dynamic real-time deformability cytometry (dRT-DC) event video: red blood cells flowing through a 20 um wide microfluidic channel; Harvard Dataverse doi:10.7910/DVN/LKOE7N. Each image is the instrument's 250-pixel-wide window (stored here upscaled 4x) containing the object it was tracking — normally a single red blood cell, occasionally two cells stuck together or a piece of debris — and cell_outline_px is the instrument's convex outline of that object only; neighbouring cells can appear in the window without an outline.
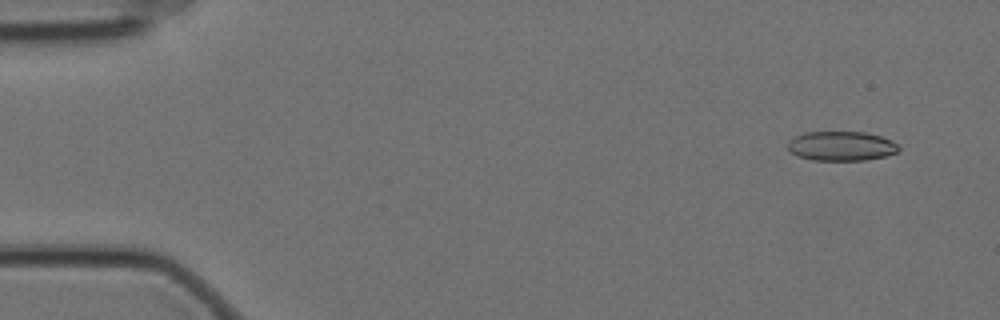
{"species": "Egyptian fruit bat (a non-hibernating species)", "species_latin": "Rousettus aegyptiacus", "temperature_condition": "cold", "stored_images_in_passage": 5, "camera_frame_rate_fps": 3000, "um_per_image_px": 0.085, "animal": {"sex": "female"}, "frame": {"image": 1, "passage_image": 1, "time_ms": 0.0, "image_size_px": [1000, 320], "cell_outline_px": [[900, 148], [896, 152], [884, 156], [864, 160], [812, 160], [800, 156], [792, 152], [788, 148], [788, 140], [804, 132], [864, 132], [880, 136], [892, 140]], "centroid_in_image_um": [71.5, 12.4], "position_along_channel_um": 13.5, "area_um2": 18.84}}
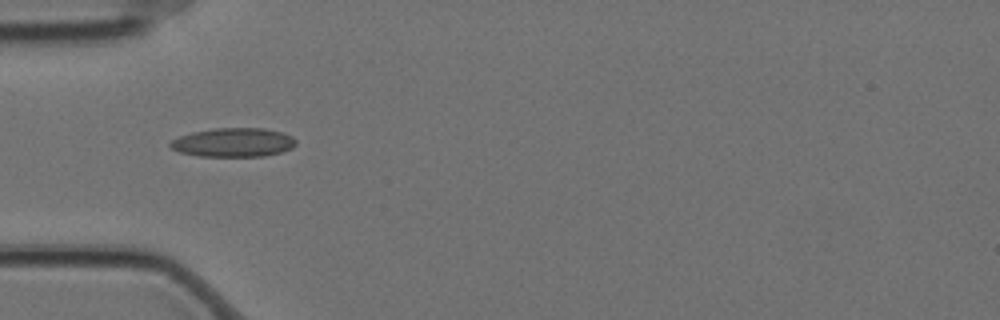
{"frame": {"image": 2, "passage_image": 4, "time_ms": 1.0, "image_size_px": [1000, 320], "cell_outline_px": [[296, 144], [292, 148], [280, 152], [264, 156], [200, 156], [180, 152], [172, 148], [168, 144], [172, 140], [180, 136], [192, 132], [216, 128], [264, 128], [280, 132], [292, 136], [296, 140]], "centroid_in_image_um": [19.85, 12.1], "position_along_channel_um": 65.2, "area_um2": 21.04}}
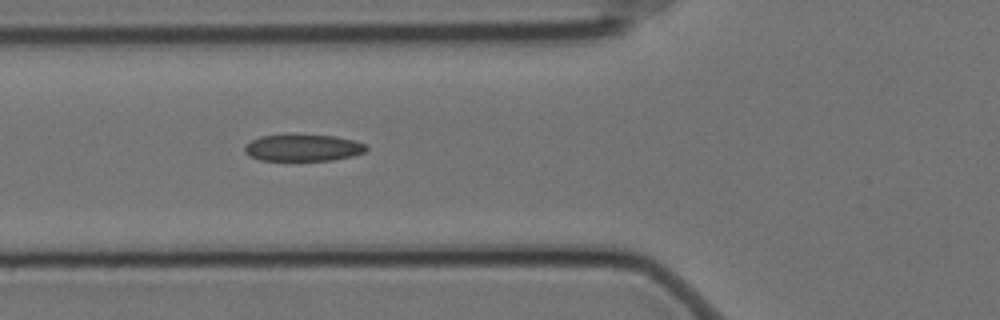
{"frame": {"image": 3, "passage_image": 5, "time_ms": 1.333, "image_size_px": [1000, 320], "cell_outline_px": [[368, 148], [364, 152], [352, 156], [332, 160], [260, 160], [248, 156], [244, 152], [244, 144], [260, 136], [284, 132], [296, 132], [336, 136], [352, 140], [364, 144]], "centroid_in_image_um": [25.67, 12.51], "position_along_channel_um": 100.1, "area_um2": 19.83}}